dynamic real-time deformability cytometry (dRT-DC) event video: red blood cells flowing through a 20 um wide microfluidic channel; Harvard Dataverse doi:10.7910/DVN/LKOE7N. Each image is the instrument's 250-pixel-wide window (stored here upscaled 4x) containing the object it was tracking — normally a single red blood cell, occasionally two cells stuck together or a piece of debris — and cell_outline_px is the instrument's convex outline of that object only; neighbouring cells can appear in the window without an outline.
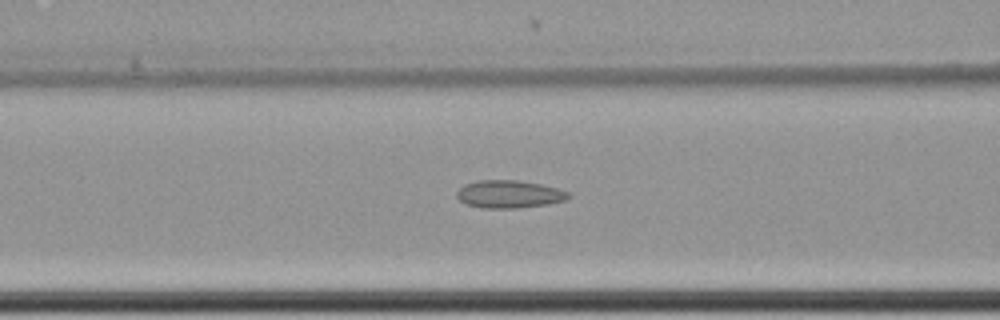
{"species": "common noctule bat (a hibernating species)", "species_latin": "Nyctalus noctula", "temperature_condition": "cold", "stored_images_in_passage": 45, "camera_frame_rate_fps": 3000, "um_per_image_px": 0.085, "animal": {"sex": "female", "body_mass_g": 22.7, "forearm_length_mm": 54.2}, "frame": {"image": 1, "passage_image": 21, "time_ms": 6.667, "image_size_px": [1000, 320], "cell_outline_px": [[572, 196], [564, 200], [548, 204], [516, 208], [484, 208], [464, 204], [456, 196], [456, 192], [464, 184], [480, 180], [516, 180], [540, 184], [556, 188], [568, 192]], "centroid_in_image_um": [43.25, 16.51], "position_along_channel_um": 123.4, "area_um2": 17.98}}
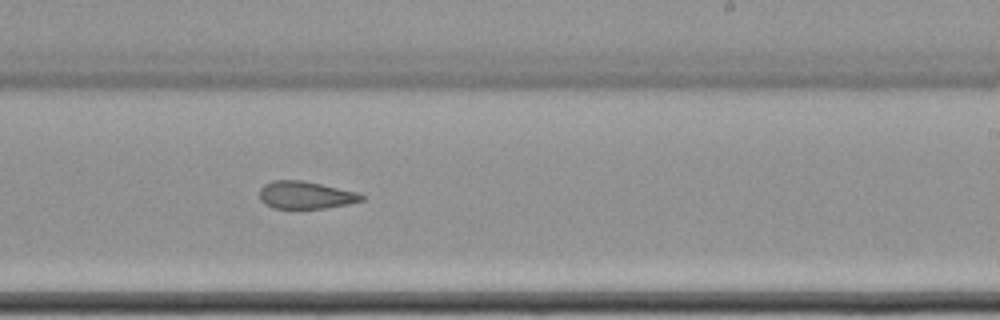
{"frame": {"image": 2, "passage_image": 33, "time_ms": 10.667, "image_size_px": [1000, 320], "cell_outline_px": [[364, 200], [348, 204], [324, 208], [272, 208], [264, 204], [260, 200], [260, 188], [264, 184], [272, 180], [304, 180], [356, 192], [364, 196]], "centroid_in_image_um": [25.94, 16.57], "position_along_channel_um": 263.1, "area_um2": 16.36}}
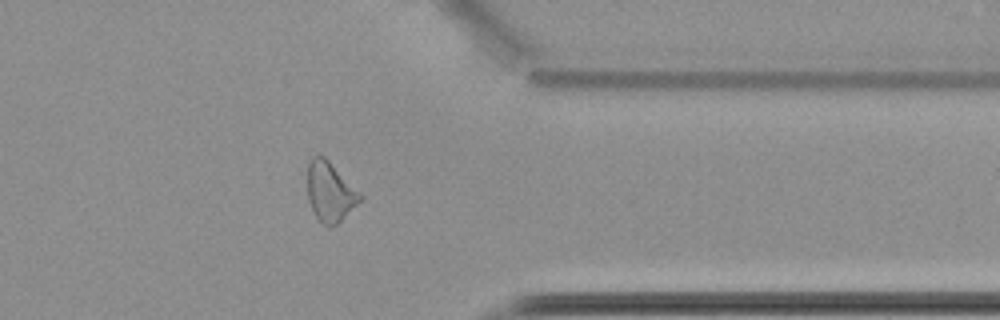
{"frame": {"image": 3, "passage_image": 44, "time_ms": 14.333, "image_size_px": [1000, 320], "cell_outline_px": [[364, 196], [336, 224], [328, 228], [316, 216], [308, 200], [308, 160], [312, 156], [324, 156]], "centroid_in_image_um": [28.03, 16.28], "position_along_channel_um": 383.4, "area_um2": 17.86}}